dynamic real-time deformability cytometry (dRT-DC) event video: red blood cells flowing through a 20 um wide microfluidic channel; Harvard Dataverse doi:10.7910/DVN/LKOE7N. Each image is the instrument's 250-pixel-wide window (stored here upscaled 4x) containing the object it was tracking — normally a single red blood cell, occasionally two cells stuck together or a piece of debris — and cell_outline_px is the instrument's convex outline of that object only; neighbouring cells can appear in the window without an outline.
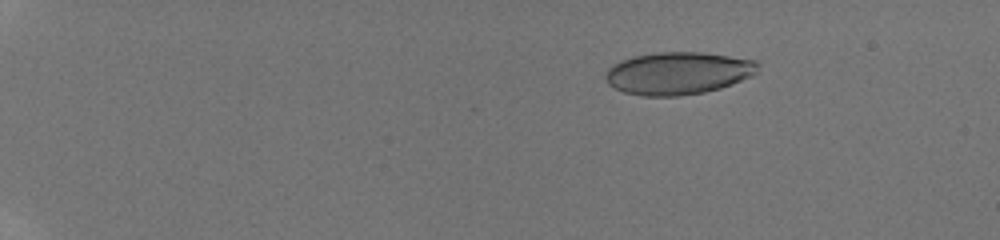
{"species": "human", "species_latin": "Homo sapiens", "temperature_condition": "room temperature", "stored_images_in_passage": 11, "camera_frame_rate_fps": 3000, "um_per_image_px": 0.085, "donor": {"sex": "male"}, "frame": {"image": 1, "passage_image": 5, "time_ms": 3.333, "image_size_px": [1000, 240], "cell_outline_px": [[760, 64], [756, 72], [752, 76], [732, 84], [720, 88], [704, 92], [680, 96], [644, 96], [624, 92], [608, 84], [604, 76], [608, 68], [612, 64], [620, 60], [636, 56], [660, 52], [700, 52], [756, 60]], "centroid_in_image_um": [57.63, 6.22], "position_along_channel_um": 27.4, "area_um2": 37.74}}
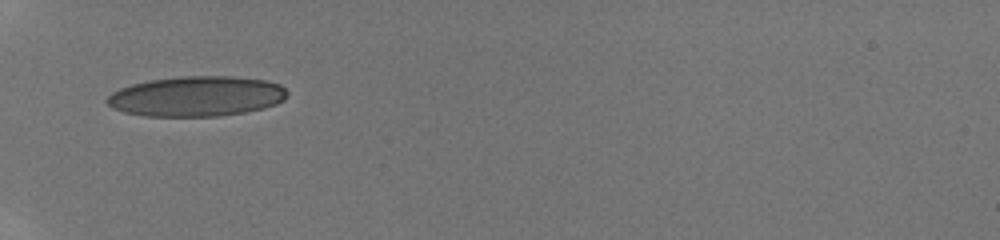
{"frame": {"image": 2, "passage_image": 10, "time_ms": 7.333, "image_size_px": [1000, 240], "cell_outline_px": [[288, 96], [284, 100], [276, 104], [264, 108], [244, 112], [220, 116], [144, 116], [124, 112], [112, 108], [104, 100], [112, 92], [120, 88], [132, 84], [148, 80], [180, 76], [232, 76], [264, 80], [280, 84], [288, 92]], "centroid_in_image_um": [16.7, 8.18], "position_along_channel_um": 68.3, "area_um2": 42.43}}